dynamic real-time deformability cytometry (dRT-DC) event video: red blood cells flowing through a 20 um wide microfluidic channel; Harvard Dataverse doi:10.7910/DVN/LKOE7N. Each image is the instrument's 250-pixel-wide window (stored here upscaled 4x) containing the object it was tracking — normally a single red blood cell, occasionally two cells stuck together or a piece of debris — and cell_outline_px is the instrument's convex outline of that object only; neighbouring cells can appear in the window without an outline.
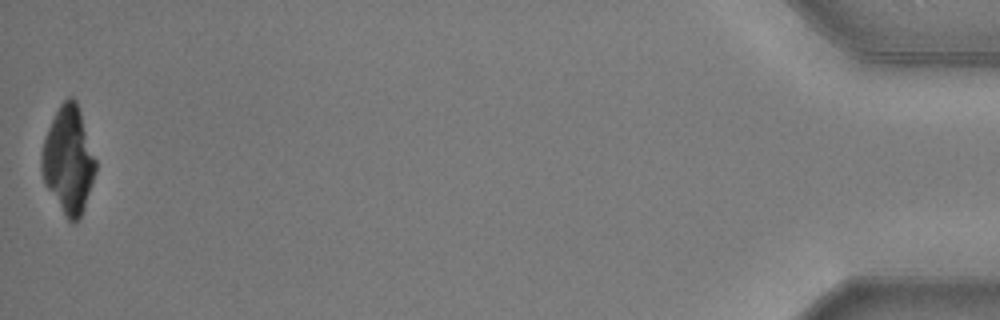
{"species": "common noctule bat (a hibernating species)", "species_latin": "Nyctalus noctula", "temperature_condition": "warm", "stored_images_in_passage": 55, "camera_frame_rate_fps": 3000, "um_per_image_px": 0.085, "animal": {"sex": "male", "body_mass_g": 20.5, "forearm_length_mm": 52.5}, "frame": {"image": 1, "passage_image": 55, "time_ms": 18.0, "image_size_px": [1000, 320], "cell_outline_px": [[96, 172], [84, 208], [80, 216], [72, 224], [68, 220], [44, 184], [40, 172], [40, 152], [48, 128], [60, 104], [68, 96], [72, 96], [76, 100], [96, 160]], "centroid_in_image_um": [5.79, 13.61], "position_along_channel_um": 429.4, "area_um2": 33.58}}